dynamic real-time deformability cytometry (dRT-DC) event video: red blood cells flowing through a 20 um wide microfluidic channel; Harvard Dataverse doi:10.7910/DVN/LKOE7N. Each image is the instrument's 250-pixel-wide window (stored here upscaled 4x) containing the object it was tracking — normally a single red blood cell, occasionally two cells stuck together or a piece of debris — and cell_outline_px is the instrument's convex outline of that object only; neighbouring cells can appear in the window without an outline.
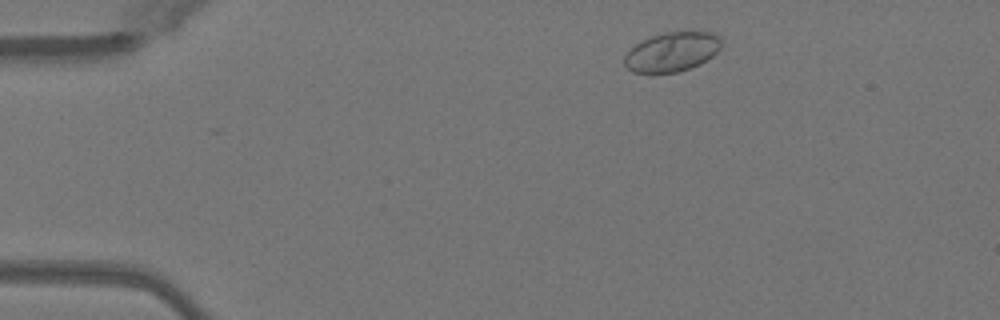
{"species": "Egyptian fruit bat (a non-hibernating species)", "species_latin": "Rousettus aegyptiacus", "temperature_condition": "warm", "stored_images_in_passage": 46, "camera_frame_rate_fps": 3000, "um_per_image_px": 0.085, "animal": {"sex": "female"}, "frame": {"image": 1, "passage_image": 4, "time_ms": 1.0, "image_size_px": [1000, 320], "cell_outline_px": [[720, 48], [712, 56], [700, 64], [676, 72], [632, 72], [624, 64], [624, 56], [636, 44], [652, 36], [664, 32], [712, 32], [720, 36]], "centroid_in_image_um": [57.12, 4.4], "position_along_channel_um": 27.9, "area_um2": 21.85}}
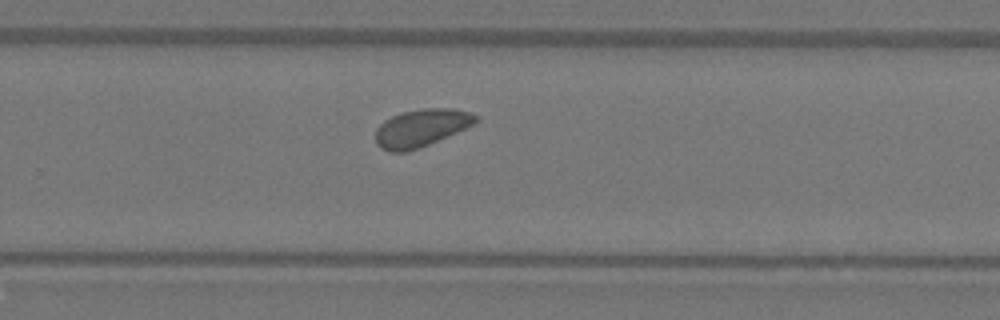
{"frame": {"image": 2, "passage_image": 29, "time_ms": 9.333, "image_size_px": [1000, 320], "cell_outline_px": [[480, 120], [448, 136], [420, 148], [408, 152], [392, 152], [380, 148], [376, 144], [376, 128], [384, 120], [400, 112], [420, 108], [448, 108], [472, 112], [480, 116]], "centroid_in_image_um": [35.79, 10.87], "position_along_channel_um": 294.0, "area_um2": 22.14}}
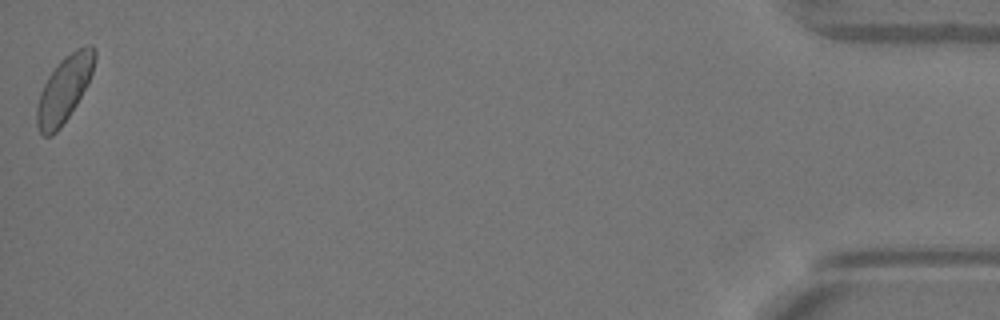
{"frame": {"image": 3, "passage_image": 46, "time_ms": 15.0, "image_size_px": [1000, 320], "cell_outline_px": [[96, 60], [88, 84], [76, 104], [60, 128], [52, 136], [44, 136], [40, 132], [36, 124], [36, 104], [40, 92], [48, 76], [60, 60], [76, 48], [88, 44], [92, 44], [96, 48]], "centroid_in_image_um": [5.46, 7.55], "position_along_channel_um": 429.7, "area_um2": 22.37}, "authors_computed_cell_mechanics": {"area_um2": 21.6461, "velocity_mm_per_s": 4.0142, "shape_relaxation_time_tau1_ms": null, "shape_relaxation_time_tau2_ms": 7.9748, "deformation_change_tau1": null, "deformation_change_tau2": 0.1097}}